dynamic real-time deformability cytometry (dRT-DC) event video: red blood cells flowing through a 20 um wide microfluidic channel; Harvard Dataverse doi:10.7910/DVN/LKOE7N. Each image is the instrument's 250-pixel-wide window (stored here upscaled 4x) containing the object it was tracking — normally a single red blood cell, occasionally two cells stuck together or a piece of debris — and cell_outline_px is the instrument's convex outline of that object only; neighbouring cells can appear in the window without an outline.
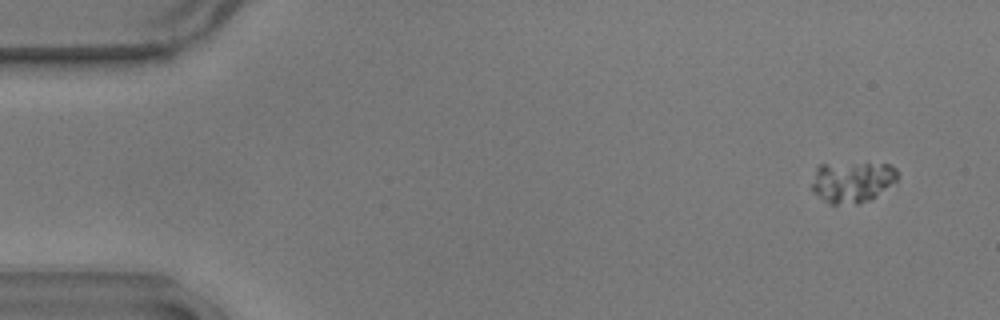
{"species": "common noctule bat (a hibernating species)", "species_latin": "Nyctalus noctula", "temperature_condition": "warm", "stored_images_in_passage": 58, "camera_frame_rate_fps": 3000, "um_per_image_px": 0.085, "animal": {"sex": "male", "body_mass_g": 17.9}, "frame": {"image": 1, "passage_image": 4, "time_ms": 1.0, "image_size_px": [1000, 320], "cell_outline_px": [[896, 180], [872, 200], [856, 204], [828, 204], [812, 192], [812, 184], [816, 168], [820, 164], [892, 164], [896, 168]], "centroid_in_image_um": [72.41, 15.48], "position_along_channel_um": 12.6, "area_um2": 20.46}}
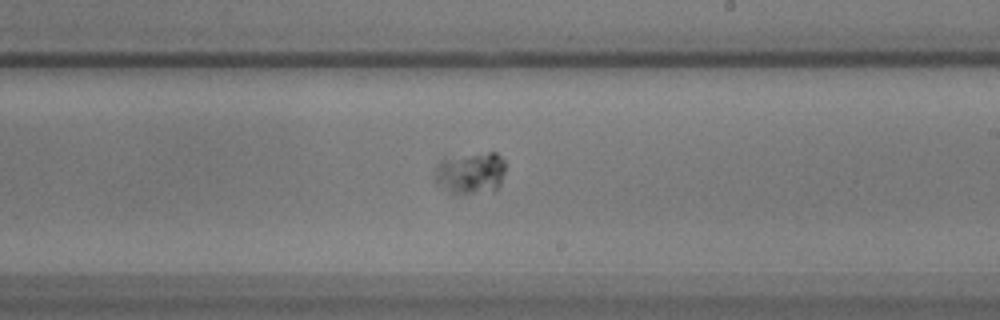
{"frame": {"image": 2, "passage_image": 34, "time_ms": 11.0, "image_size_px": [1000, 320], "cell_outline_px": [[504, 172], [500, 184], [496, 192], [452, 192], [436, 180], [436, 168], [440, 160], [444, 156], [488, 152], [496, 152], [504, 160]], "centroid_in_image_um": [40.05, 14.65], "position_along_channel_um": 249.0, "area_um2": 17.05}}
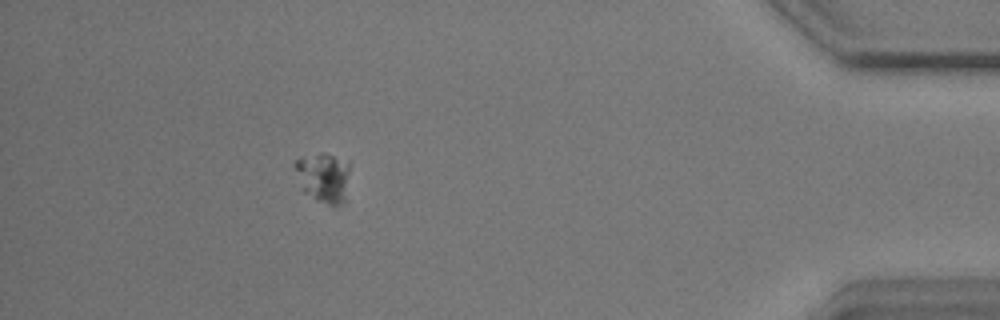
{"frame": {"image": 3, "passage_image": 52, "time_ms": 17.0, "image_size_px": [1000, 320], "cell_outline_px": [[348, 172], [344, 200], [340, 204], [328, 204], [316, 200], [304, 192], [300, 188], [292, 164], [300, 156], [320, 152], [324, 152], [348, 164]], "centroid_in_image_um": [27.38, 15.05], "position_along_channel_um": 407.8, "area_um2": 15.78}}